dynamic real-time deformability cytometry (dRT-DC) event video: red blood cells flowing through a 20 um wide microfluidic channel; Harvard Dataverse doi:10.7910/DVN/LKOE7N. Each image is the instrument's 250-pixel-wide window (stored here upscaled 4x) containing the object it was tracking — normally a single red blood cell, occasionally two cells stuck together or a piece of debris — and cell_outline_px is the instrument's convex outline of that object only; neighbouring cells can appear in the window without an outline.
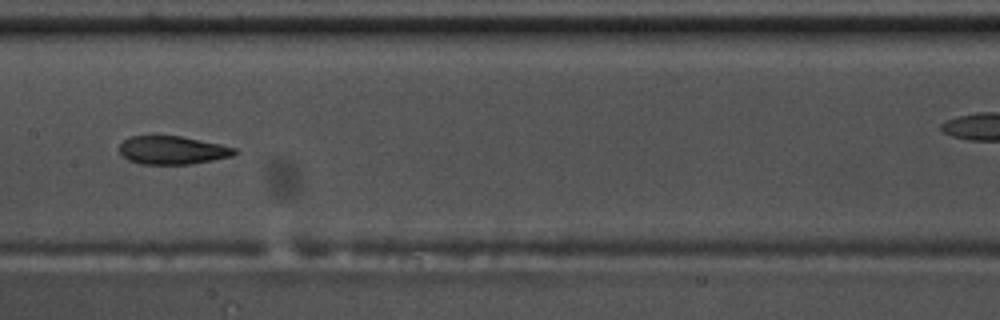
{"species": "common noctule bat (a hibernating species)", "species_latin": "Nyctalus noctula", "temperature_condition": "warm", "stored_images_in_passage": 51, "camera_frame_rate_fps": 3000, "um_per_image_px": 0.085, "animal": {"sex": "male", "body_mass_g": 17.5, "forearm_length_mm": 52.3}, "frame": {"image": 1, "passage_image": 23, "time_ms": 7.333, "image_size_px": [1000, 320], "cell_outline_px": [[240, 152], [232, 156], [212, 160], [188, 164], [140, 164], [128, 160], [120, 152], [120, 144], [124, 140], [132, 136], [180, 136], [220, 144], [236, 148]], "centroid_in_image_um": [14.68, 12.77], "position_along_channel_um": 192.7, "area_um2": 18.84}}
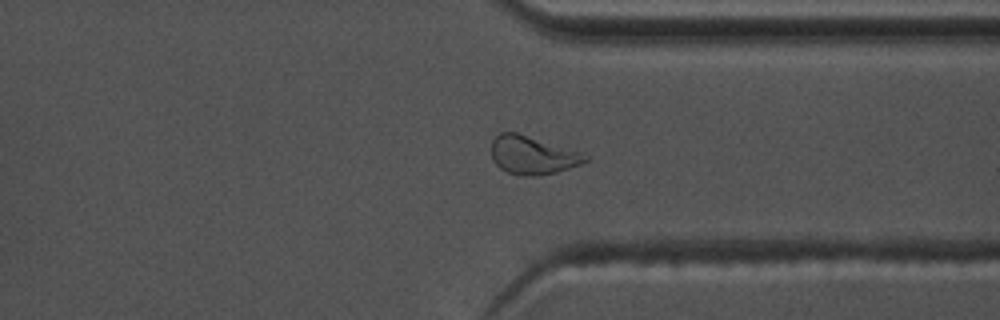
{"frame": {"image": 2, "passage_image": 37, "time_ms": 12.0, "image_size_px": [1000, 320], "cell_outline_px": [[592, 160], [556, 172], [536, 176], [516, 176], [500, 168], [492, 160], [492, 140], [500, 132], [516, 132], [580, 152], [588, 156]], "centroid_in_image_um": [45.25, 13.2], "position_along_channel_um": 366.2, "area_um2": 20.87}}
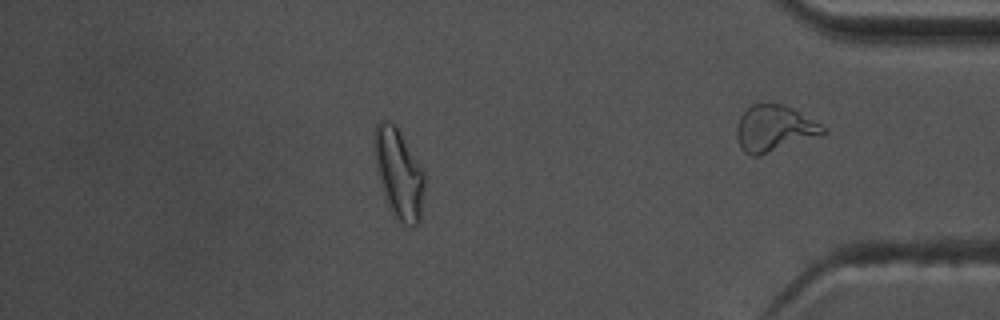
{"frame": {"image": 3, "passage_image": 43, "time_ms": 14.0, "image_size_px": [1000, 320], "cell_outline_px": [[424, 188], [420, 220], [416, 224], [404, 224], [396, 220], [384, 196], [380, 184], [376, 168], [372, 148], [372, 132], [376, 124], [380, 120], [388, 120], [396, 124], [424, 172]], "centroid_in_image_um": [33.84, 14.67], "position_along_channel_um": 401.4, "area_um2": 26.59}, "authors_computed_cell_mechanics": {"area_um2": 20.4034, "velocity_mm_per_s": 3.7158, "shape_relaxation_time_tau1_ms": null, "shape_relaxation_time_tau2_ms": 2.2726, "deformation_change_tau1": null, "deformation_change_tau2": 0.0983}}